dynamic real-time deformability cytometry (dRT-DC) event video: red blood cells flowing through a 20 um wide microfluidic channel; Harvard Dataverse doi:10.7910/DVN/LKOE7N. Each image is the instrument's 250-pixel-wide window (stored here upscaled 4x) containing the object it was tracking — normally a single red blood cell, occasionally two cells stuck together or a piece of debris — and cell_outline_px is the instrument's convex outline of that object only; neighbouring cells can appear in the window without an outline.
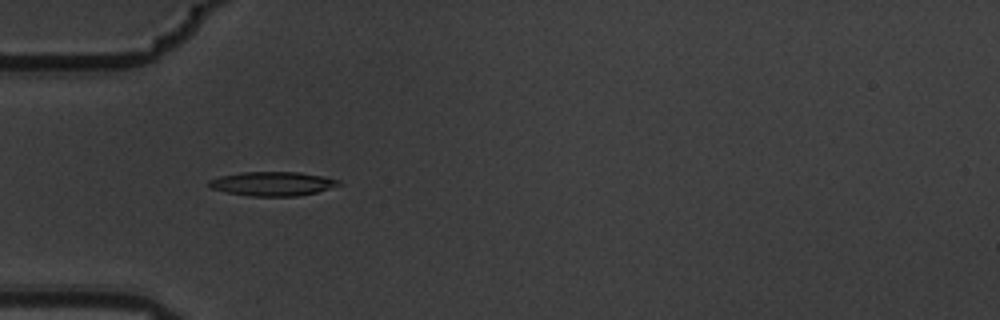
{"species": "common noctule bat (a hibernating species)", "species_latin": "Nyctalus noctula", "temperature_condition": "warm", "stored_images_in_passage": 4, "camera_frame_rate_fps": 3000, "um_per_image_px": 0.085, "animal": {"sex": "male", "body_mass_g": 19.5, "forearm_length_mm": 54.6}, "frame": {"image": 1, "passage_image": 3, "time_ms": 0.667, "image_size_px": [1000, 320], "cell_outline_px": [[344, 184], [316, 192], [296, 196], [252, 196], [228, 192], [212, 188], [208, 184], [208, 180], [220, 176], [240, 172], [300, 172], [324, 176], [340, 180]], "centroid_in_image_um": [23.21, 15.6], "position_along_channel_um": 61.8, "area_um2": 18.21}}
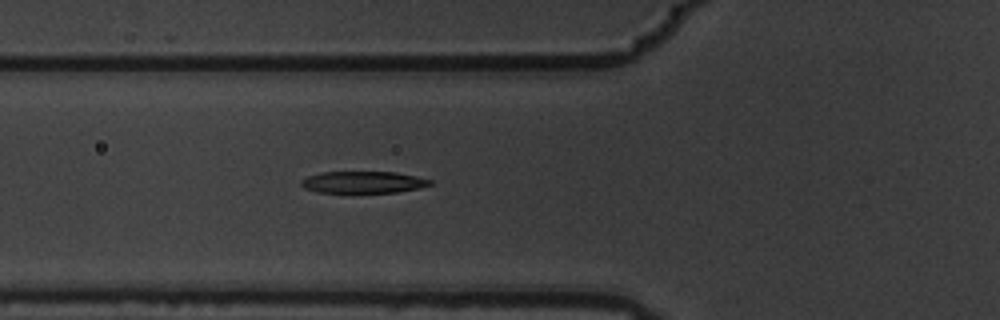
{"frame": {"image": 2, "passage_image": 4, "time_ms": 1.0, "image_size_px": [1000, 320], "cell_outline_px": [[432, 184], [420, 188], [396, 192], [352, 196], [316, 192], [304, 188], [300, 184], [300, 180], [308, 176], [320, 172], [396, 172], [416, 176], [432, 180]], "centroid_in_image_um": [30.81, 15.54], "position_along_channel_um": 95.0, "area_um2": 17.51}}